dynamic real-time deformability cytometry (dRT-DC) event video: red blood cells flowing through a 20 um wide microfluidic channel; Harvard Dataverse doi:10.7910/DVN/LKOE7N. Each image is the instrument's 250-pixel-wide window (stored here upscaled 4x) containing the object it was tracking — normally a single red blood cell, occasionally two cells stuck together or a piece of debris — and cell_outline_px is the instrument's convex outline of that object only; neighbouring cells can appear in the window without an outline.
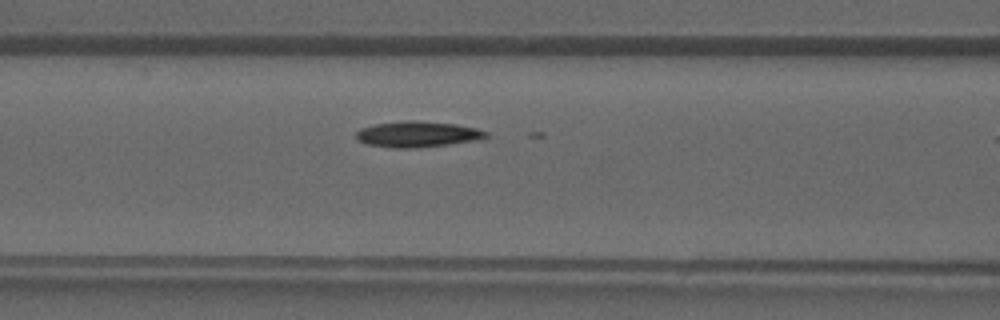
{"species": "common noctule bat (a hibernating species)", "species_latin": "Nyctalus noctula", "temperature_condition": "warm", "stored_images_in_passage": 11, "camera_frame_rate_fps": 3000, "um_per_image_px": 0.085, "animal": {"sex": "male", "forearm_length_mm": 52.5}, "frame": {"image": 1, "passage_image": 10, "time_ms": 3.0, "image_size_px": [1000, 320], "cell_outline_px": [[488, 136], [480, 140], [416, 148], [396, 148], [368, 144], [356, 140], [356, 132], [360, 128], [376, 124], [408, 120], [416, 120], [456, 124], [476, 128], [488, 132]], "centroid_in_image_um": [35.5, 11.41], "position_along_channel_um": 131.1, "area_um2": 19.59}}